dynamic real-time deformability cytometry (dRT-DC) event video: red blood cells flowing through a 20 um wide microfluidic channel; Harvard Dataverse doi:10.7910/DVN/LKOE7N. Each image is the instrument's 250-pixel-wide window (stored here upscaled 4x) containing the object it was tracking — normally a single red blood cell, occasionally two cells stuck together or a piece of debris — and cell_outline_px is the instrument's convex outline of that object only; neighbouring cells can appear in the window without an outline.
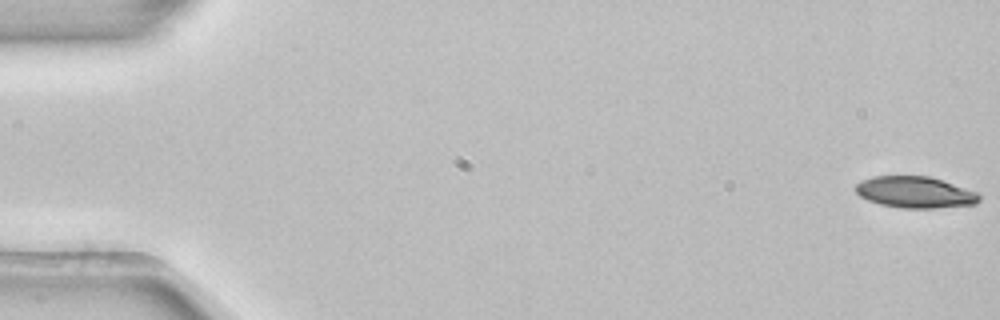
{"species": "common noctule bat (a hibernating species)", "species_latin": "Nyctalus noctula", "temperature_condition": "room temperature", "stored_images_in_passage": 54, "camera_frame_rate_fps": 3000, "um_per_image_px": 0.085, "animal": {"sex": "female", "body_mass_g": 22.7, "forearm_length_mm": 54.2}, "frame": {"image": 1, "passage_image": 1, "time_ms": 0.0, "image_size_px": [1000, 320], "cell_outline_px": [[980, 200], [976, 204], [936, 208], [900, 208], [880, 204], [868, 200], [860, 196], [856, 192], [856, 184], [872, 176], [928, 176], [976, 192], [980, 196]], "centroid_in_image_um": [77.76, 16.35], "position_along_channel_um": 7.2, "area_um2": 22.37}}
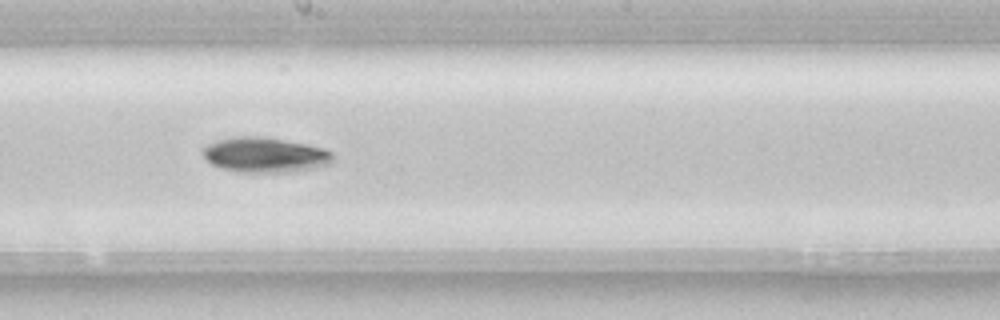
{"frame": {"image": 2, "passage_image": 30, "time_ms": 9.667, "image_size_px": [1000, 320], "cell_outline_px": [[336, 160], [332, 164], [316, 168], [296, 172], [236, 172], [220, 168], [212, 164], [200, 152], [208, 144], [216, 140], [236, 136], [256, 136], [284, 140], [308, 144], [324, 148], [332, 152]], "centroid_in_image_um": [22.58, 13.18], "position_along_channel_um": 225.6, "area_um2": 26.99}}
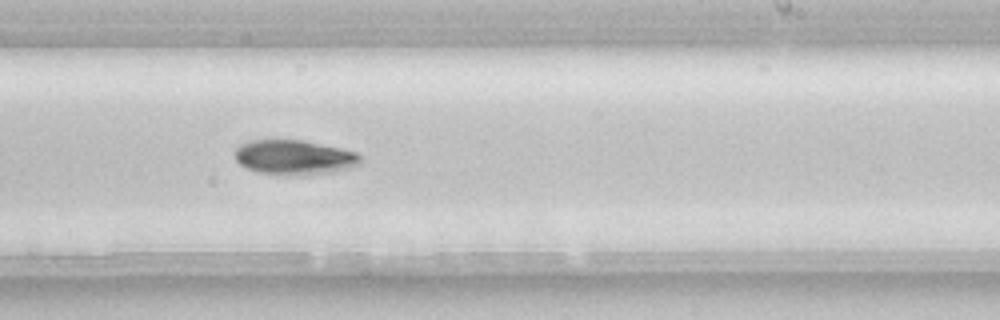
{"frame": {"image": 3, "passage_image": 33, "time_ms": 10.667, "image_size_px": [1000, 320], "cell_outline_px": [[360, 164], [352, 168], [332, 172], [304, 176], [300, 176], [260, 172], [248, 168], [240, 164], [236, 160], [236, 148], [240, 144], [248, 140], [304, 140], [340, 148], [356, 152], [360, 156]], "centroid_in_image_um": [25.04, 13.37], "position_along_channel_um": 264.0, "area_um2": 25.43}, "authors_computed_cell_mechanics": {"area_um2": 23.7558, "velocity_mm_per_s": 3.8754, "shape_relaxation_time_tau1_ms": 2.2775, "shape_relaxation_time_tau2_ms": null, "deformation_change_tau1": 0.0999, "deformation_change_tau2": null}}